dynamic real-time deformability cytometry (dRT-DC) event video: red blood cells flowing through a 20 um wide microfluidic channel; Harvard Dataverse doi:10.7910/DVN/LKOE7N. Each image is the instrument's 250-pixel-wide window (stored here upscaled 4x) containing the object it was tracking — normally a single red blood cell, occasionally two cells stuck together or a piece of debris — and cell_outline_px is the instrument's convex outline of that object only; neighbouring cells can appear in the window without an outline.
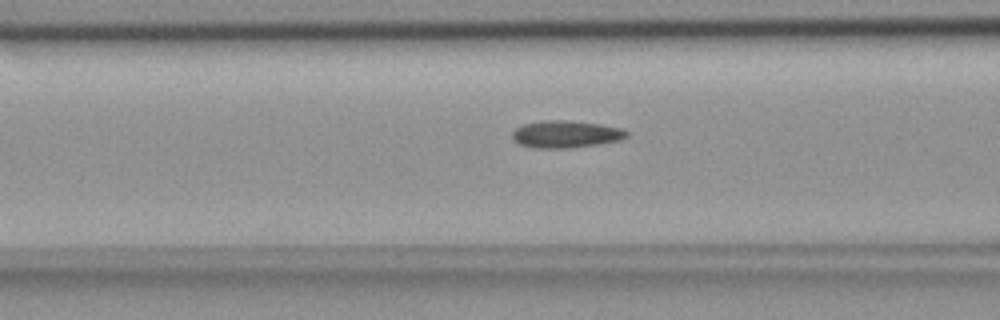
{"species": "common noctule bat (a hibernating species)", "species_latin": "Nyctalus noctula", "temperature_condition": "room temperature", "stored_images_in_passage": 55, "camera_frame_rate_fps": 3000, "um_per_image_px": 0.085, "animal": {"sex": "female", "body_mass_g": 18.4}, "frame": {"image": 1, "passage_image": 22, "time_ms": 7.0, "image_size_px": [1000, 320], "cell_outline_px": [[628, 136], [620, 140], [600, 144], [568, 148], [536, 148], [520, 144], [512, 136], [512, 132], [516, 128], [524, 124], [544, 120], [568, 120], [600, 124], [620, 128], [628, 132]], "centroid_in_image_um": [48.11, 11.4], "position_along_channel_um": 118.5, "area_um2": 18.03}}
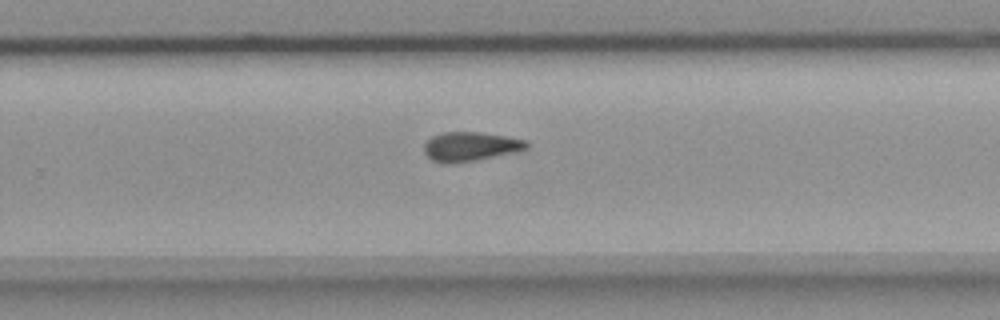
{"frame": {"image": 2, "passage_image": 36, "time_ms": 11.667, "image_size_px": [1000, 320], "cell_outline_px": [[528, 148], [512, 152], [476, 160], [432, 160], [424, 152], [424, 144], [432, 136], [444, 132], [480, 132], [508, 136], [528, 140]], "centroid_in_image_um": [40.04, 12.39], "position_along_channel_um": 289.8, "area_um2": 16.7}}
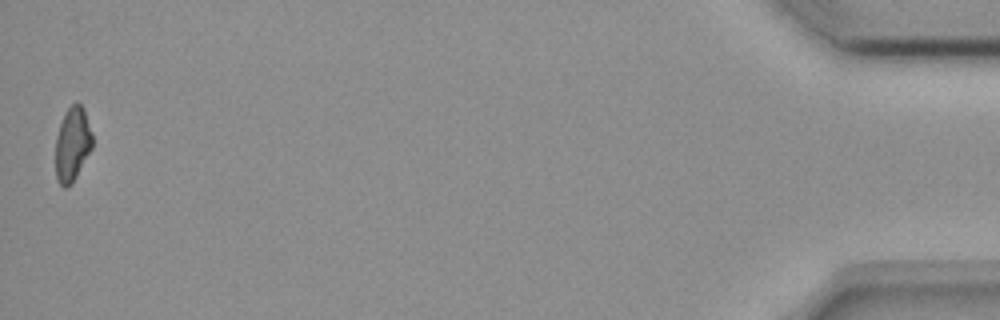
{"frame": {"image": 3, "passage_image": 55, "time_ms": 18.0, "image_size_px": [1000, 320], "cell_outline_px": [[92, 148], [72, 184], [64, 188], [56, 180], [56, 136], [60, 124], [68, 108], [76, 100], [84, 108], [92, 132]], "centroid_in_image_um": [6.16, 12.26], "position_along_channel_um": 429.0, "area_um2": 15.95}}